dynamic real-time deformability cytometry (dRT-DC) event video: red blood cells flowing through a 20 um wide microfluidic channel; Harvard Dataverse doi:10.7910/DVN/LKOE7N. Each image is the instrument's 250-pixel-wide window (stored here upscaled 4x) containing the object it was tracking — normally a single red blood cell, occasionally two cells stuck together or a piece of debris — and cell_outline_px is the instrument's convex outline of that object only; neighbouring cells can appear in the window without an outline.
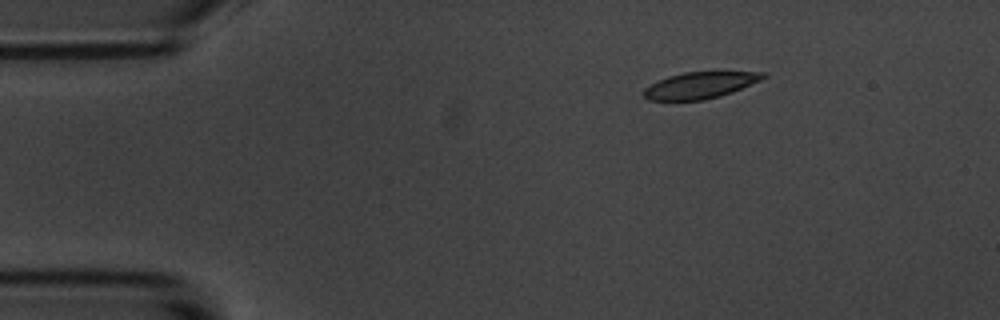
{"species": "common noctule bat (a hibernating species)", "species_latin": "Nyctalus noctula", "temperature_condition": "room temperature", "stored_images_in_passage": 3, "camera_frame_rate_fps": 3000, "um_per_image_px": 0.085, "animal": {"sex": "male", "body_mass_g": 20.1, "forearm_length_mm": 53.5}, "frame": {"image": 1, "passage_image": 1, "time_ms": 0.0, "image_size_px": [1000, 320], "cell_outline_px": [[768, 76], [760, 80], [732, 92], [720, 96], [704, 100], [648, 100], [644, 96], [644, 88], [668, 76], [684, 72], [764, 72]], "centroid_in_image_um": [59.51, 7.25], "position_along_channel_um": 25.5, "area_um2": 18.15}}